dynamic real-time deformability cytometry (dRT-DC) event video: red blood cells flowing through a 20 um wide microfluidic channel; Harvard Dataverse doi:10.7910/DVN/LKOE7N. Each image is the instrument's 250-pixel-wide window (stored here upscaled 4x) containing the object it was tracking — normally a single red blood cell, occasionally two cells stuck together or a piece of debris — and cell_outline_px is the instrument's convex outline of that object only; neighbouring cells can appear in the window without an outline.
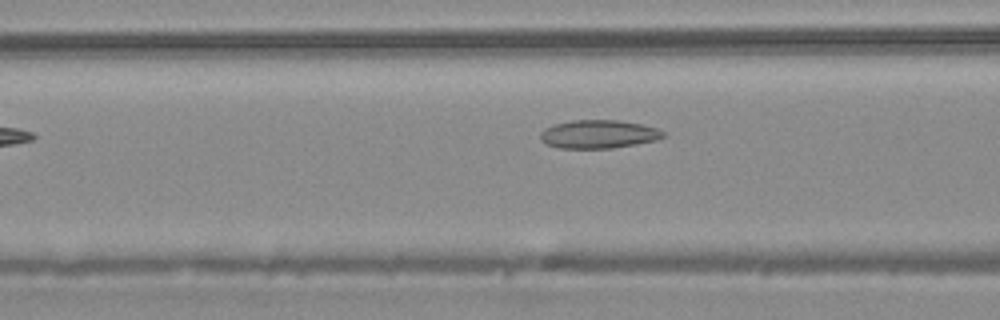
{"species": "common noctule bat (a hibernating species)", "species_latin": "Nyctalus noctula", "temperature_condition": "warm", "stored_images_in_passage": 30, "camera_frame_rate_fps": 3000, "um_per_image_px": 0.085, "animal": {"sex": "male", "body_mass_g": 20.4}, "frame": {"image": 1, "passage_image": 5, "time_ms": 1.333, "image_size_px": [1000, 320], "cell_outline_px": [[664, 136], [656, 140], [636, 144], [612, 148], [560, 148], [548, 144], [540, 140], [540, 132], [544, 128], [556, 124], [572, 120], [620, 120], [640, 124], [656, 128], [664, 132]], "centroid_in_image_um": [50.86, 11.4], "position_along_channel_um": 115.7, "area_um2": 20.17}}
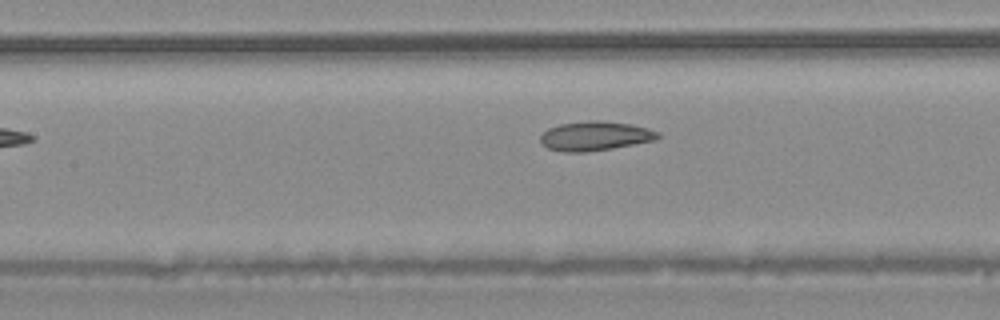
{"frame": {"image": 2, "passage_image": 8, "time_ms": 2.333, "image_size_px": [1000, 320], "cell_outline_px": [[660, 136], [656, 140], [612, 148], [588, 152], [564, 152], [548, 148], [540, 140], [540, 136], [548, 128], [560, 124], [588, 120], [600, 120], [632, 124], [648, 128], [660, 132]], "centroid_in_image_um": [50.61, 11.55], "position_along_channel_um": 156.8, "area_um2": 20.11}}
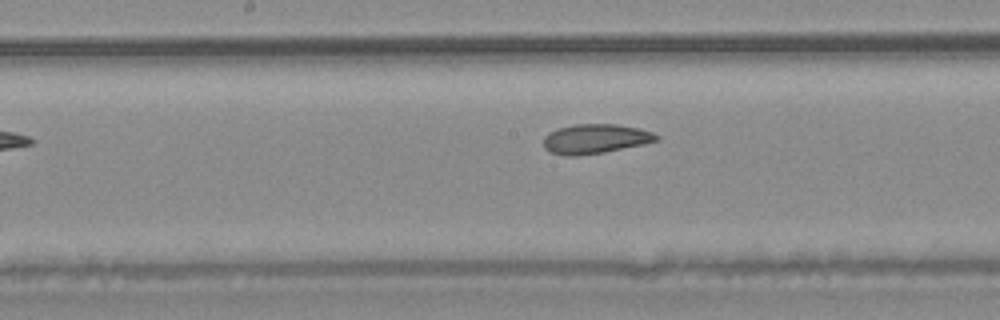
{"frame": {"image": 3, "passage_image": 11, "time_ms": 3.333, "image_size_px": [1000, 320], "cell_outline_px": [[660, 140], [644, 144], [604, 152], [576, 156], [568, 156], [548, 152], [544, 148], [544, 136], [548, 132], [556, 128], [576, 124], [616, 124], [640, 128], [652, 132], [660, 136]], "centroid_in_image_um": [50.59, 11.8], "position_along_channel_um": 197.6, "area_um2": 19.65}, "authors_computed_cell_mechanics": {"area_um2": 19.7676, "velocity_mm_per_s": 4.0946, "shape_relaxation_time_tau1_ms": null, "shape_relaxation_time_tau2_ms": 2.4712, "deformation_change_tau1": null, "deformation_change_tau2": 0.0872}}